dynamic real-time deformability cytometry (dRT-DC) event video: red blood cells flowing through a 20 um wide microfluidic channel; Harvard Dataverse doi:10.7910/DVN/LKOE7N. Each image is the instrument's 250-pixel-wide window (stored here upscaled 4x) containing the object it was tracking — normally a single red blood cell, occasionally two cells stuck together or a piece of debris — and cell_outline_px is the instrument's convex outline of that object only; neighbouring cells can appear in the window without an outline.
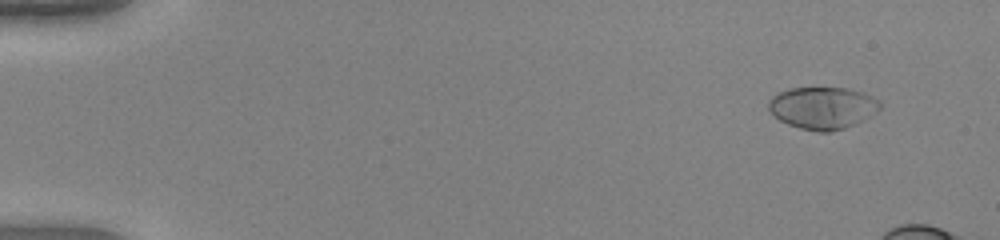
{"species": "human", "species_latin": "Homo sapiens", "temperature_condition": "warm", "stored_images_in_passage": 17, "camera_frame_rate_fps": 3000, "um_per_image_px": 0.085, "donor": {"sex": "female"}, "frame": {"image": 1, "passage_image": 5, "time_ms": 1.333, "image_size_px": [1000, 240], "cell_outline_px": [[880, 108], [876, 112], [864, 120], [856, 124], [832, 132], [816, 132], [800, 128], [788, 124], [780, 120], [768, 108], [768, 100], [772, 96], [780, 92], [792, 88], [848, 88], [864, 92], [880, 100]], "centroid_in_image_um": [69.95, 9.17], "position_along_channel_um": 15.0, "area_um2": 27.46}}